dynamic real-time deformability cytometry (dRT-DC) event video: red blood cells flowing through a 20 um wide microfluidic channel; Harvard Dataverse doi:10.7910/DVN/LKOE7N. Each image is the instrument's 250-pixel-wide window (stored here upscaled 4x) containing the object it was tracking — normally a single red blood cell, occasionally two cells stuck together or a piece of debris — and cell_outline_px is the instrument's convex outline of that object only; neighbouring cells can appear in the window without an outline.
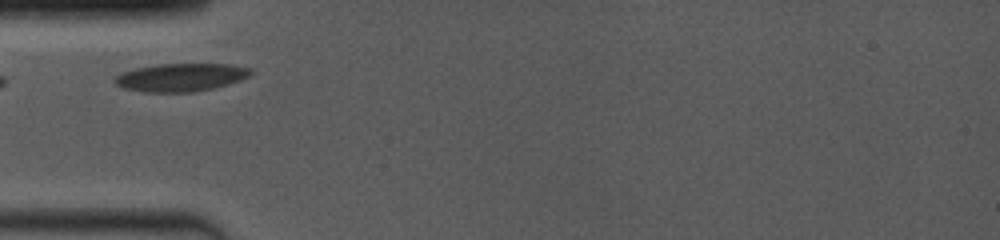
{"species": "common noctule bat (a hibernating species)", "species_latin": "Nyctalus noctula", "temperature_condition": "room temperature", "stored_images_in_passage": 22, "camera_frame_rate_fps": 4000, "um_per_image_px": 0.085, "animal": {"sex": "female", "body_mass_g": 19.0, "forearm_length_mm": 53.3}, "frame": {"image": 1, "passage_image": 1, "time_ms": 0.0, "image_size_px": [1000, 240], "cell_outline_px": [[252, 72], [248, 76], [240, 80], [228, 84], [196, 92], [144, 92], [124, 88], [116, 84], [112, 80], [116, 76], [124, 72], [136, 68], [156, 64], [232, 64], [252, 68]], "centroid_in_image_um": [15.38, 6.57], "position_along_channel_um": 69.6, "area_um2": 22.2}}